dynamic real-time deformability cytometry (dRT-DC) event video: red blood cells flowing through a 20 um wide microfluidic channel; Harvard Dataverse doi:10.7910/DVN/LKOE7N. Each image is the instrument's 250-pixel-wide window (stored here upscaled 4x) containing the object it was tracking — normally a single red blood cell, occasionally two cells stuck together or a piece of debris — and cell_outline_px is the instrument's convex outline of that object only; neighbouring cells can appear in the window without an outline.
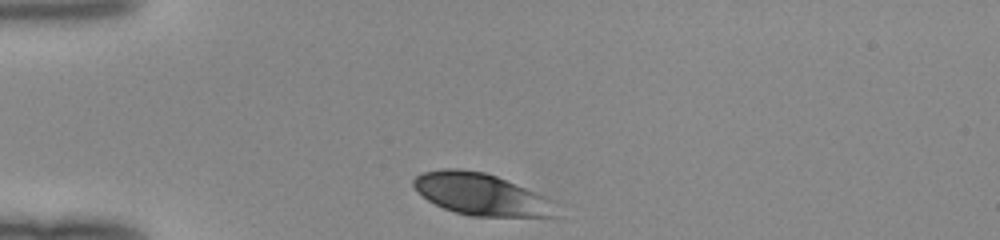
{"species": "human", "species_latin": "Homo sapiens", "temperature_condition": "room temperature", "stored_images_in_passage": 29, "camera_frame_rate_fps": 3000, "um_per_image_px": 0.085, "donor": {"sex": "female"}, "frame": {"image": 1, "passage_image": 1, "time_ms": 0.0, "image_size_px": [1000, 240], "cell_outline_px": [[556, 216], [468, 216], [444, 208], [428, 200], [416, 192], [412, 184], [412, 180], [420, 172], [444, 168], [460, 168], [484, 172], [496, 176], [556, 200]], "centroid_in_image_um": [40.87, 16.5], "position_along_channel_um": 44.1, "area_um2": 34.97}}
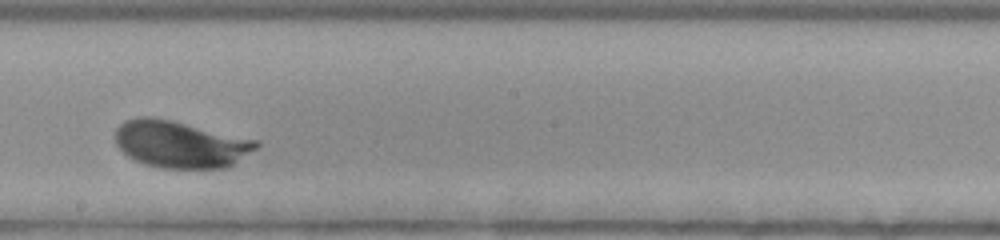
{"frame": {"image": 2, "passage_image": 17, "time_ms": 5.333, "image_size_px": [1000, 240], "cell_outline_px": [[260, 144], [256, 148], [232, 164], [224, 168], [160, 168], [144, 164], [128, 156], [116, 144], [116, 128], [124, 120], [136, 116], [152, 116], [172, 120], [260, 140]], "centroid_in_image_um": [15.32, 12.24], "position_along_channel_um": 232.9, "area_um2": 38.73}}
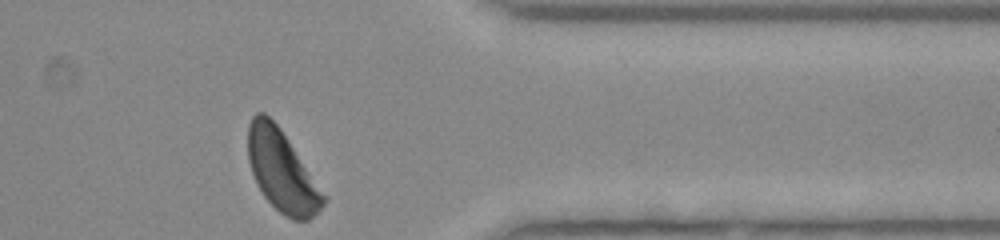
{"frame": {"image": 3, "passage_image": 29, "time_ms": 9.333, "image_size_px": [1000, 240], "cell_outline_px": [[328, 200], [308, 220], [292, 220], [284, 216], [264, 196], [256, 184], [248, 160], [248, 124], [252, 116], [256, 112], [264, 112], [280, 128], [328, 196]], "centroid_in_image_um": [23.97, 14.54], "position_along_channel_um": 387.4, "area_um2": 35.78}}